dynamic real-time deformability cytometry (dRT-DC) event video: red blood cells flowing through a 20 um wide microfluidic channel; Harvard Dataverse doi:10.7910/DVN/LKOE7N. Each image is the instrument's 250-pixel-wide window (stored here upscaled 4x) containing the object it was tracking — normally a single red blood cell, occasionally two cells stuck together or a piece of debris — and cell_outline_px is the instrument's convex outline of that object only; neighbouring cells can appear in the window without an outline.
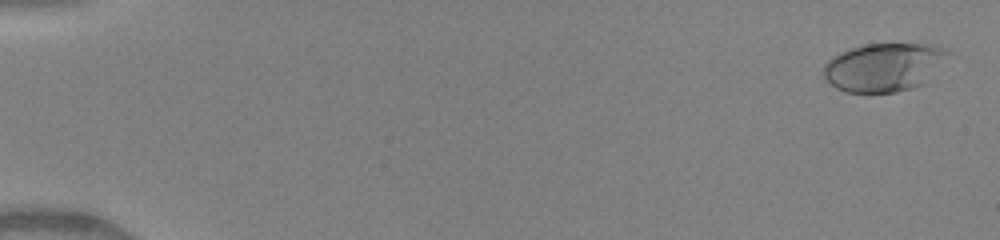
{"species": "human", "species_latin": "Homo sapiens", "temperature_condition": "warm", "stored_images_in_passage": 31, "camera_frame_rate_fps": 3000, "um_per_image_px": 0.085, "donor": {"sex": "female"}, "frame": {"image": 1, "passage_image": 2, "time_ms": 0.333, "image_size_px": [1000, 240], "cell_outline_px": [[948, 52], [924, 84], [912, 88], [896, 92], [844, 92], [836, 88], [824, 76], [824, 64], [832, 56], [852, 48], [864, 44], [916, 44], [940, 48]], "centroid_in_image_um": [75.04, 5.73], "position_along_channel_um": 10.0, "area_um2": 34.16}}
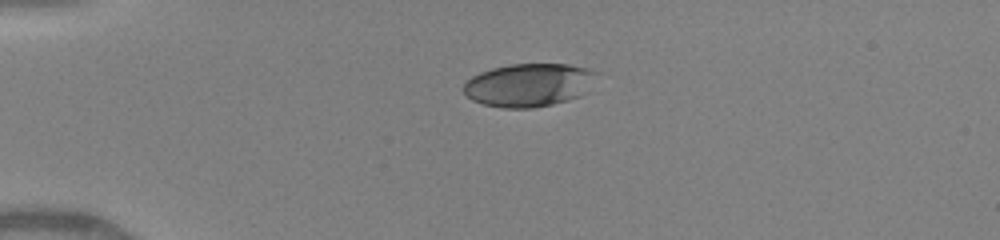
{"frame": {"image": 2, "passage_image": 23, "time_ms": 4.0, "image_size_px": [1000, 240], "cell_outline_px": [[592, 72], [576, 96], [568, 100], [552, 104], [532, 108], [504, 108], [484, 104], [472, 100], [464, 92], [464, 84], [472, 76], [480, 72], [492, 68], [512, 64], [568, 64], [588, 68]], "centroid_in_image_um": [44.77, 7.22], "position_along_channel_um": 40.2, "area_um2": 32.08}}